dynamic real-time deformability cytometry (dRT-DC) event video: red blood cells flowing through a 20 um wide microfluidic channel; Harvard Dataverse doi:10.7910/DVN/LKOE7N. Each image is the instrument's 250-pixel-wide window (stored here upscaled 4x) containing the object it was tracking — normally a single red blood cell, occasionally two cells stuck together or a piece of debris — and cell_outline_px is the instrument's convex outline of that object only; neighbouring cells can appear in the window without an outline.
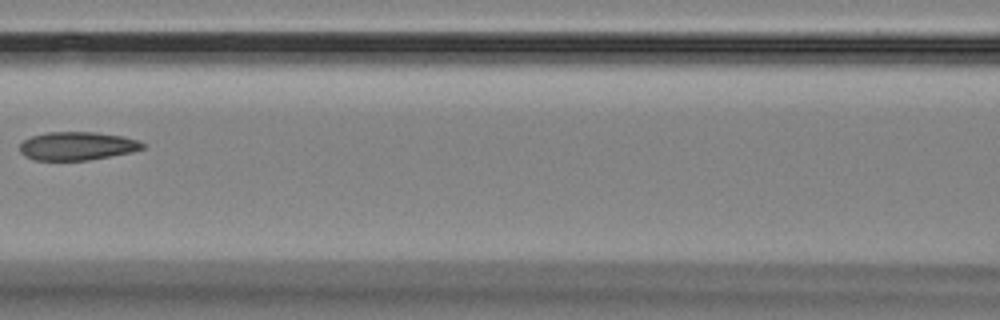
{"species": "Egyptian fruit bat (a non-hibernating species)", "species_latin": "Rousettus aegyptiacus", "temperature_condition": "room temperature", "stored_images_in_passage": 9, "camera_frame_rate_fps": 3000, "um_per_image_px": 0.085, "animal": {"sex": "female"}, "frame": {"image": 1, "passage_image": 7, "time_ms": 8.0, "image_size_px": [1000, 320], "cell_outline_px": [[144, 148], [132, 152], [88, 160], [36, 160], [24, 156], [20, 152], [20, 144], [24, 140], [32, 136], [48, 132], [96, 132], [124, 136], [140, 140], [144, 144]], "centroid_in_image_um": [6.58, 12.4], "position_along_channel_um": 160.0, "area_um2": 20.35}}
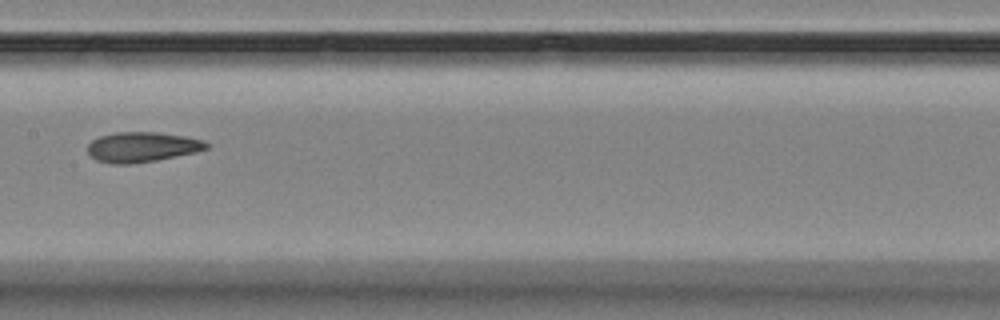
{"frame": {"image": 2, "passage_image": 8, "time_ms": 9.0, "image_size_px": [1000, 320], "cell_outline_px": [[208, 148], [196, 152], [156, 160], [128, 164], [112, 164], [96, 160], [88, 152], [88, 144], [92, 140], [100, 136], [116, 132], [156, 132], [188, 136], [204, 140], [208, 144]], "centroid_in_image_um": [12.09, 12.49], "position_along_channel_um": 195.3, "area_um2": 20.81}}
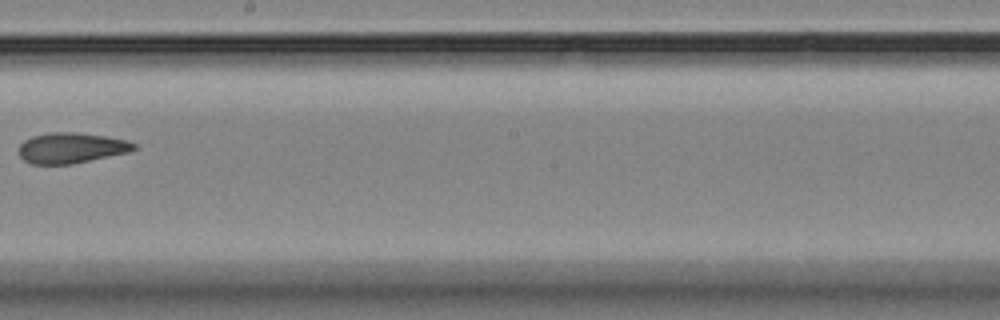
{"frame": {"image": 3, "passage_image": 9, "time_ms": 10.333, "image_size_px": [1000, 320], "cell_outline_px": [[136, 148], [128, 152], [72, 164], [32, 164], [24, 160], [20, 156], [20, 144], [24, 140], [32, 136], [52, 132], [76, 132], [104, 136], [128, 140], [136, 144]], "centroid_in_image_um": [6.05, 12.57], "position_along_channel_um": 242.1, "area_um2": 20.35}}